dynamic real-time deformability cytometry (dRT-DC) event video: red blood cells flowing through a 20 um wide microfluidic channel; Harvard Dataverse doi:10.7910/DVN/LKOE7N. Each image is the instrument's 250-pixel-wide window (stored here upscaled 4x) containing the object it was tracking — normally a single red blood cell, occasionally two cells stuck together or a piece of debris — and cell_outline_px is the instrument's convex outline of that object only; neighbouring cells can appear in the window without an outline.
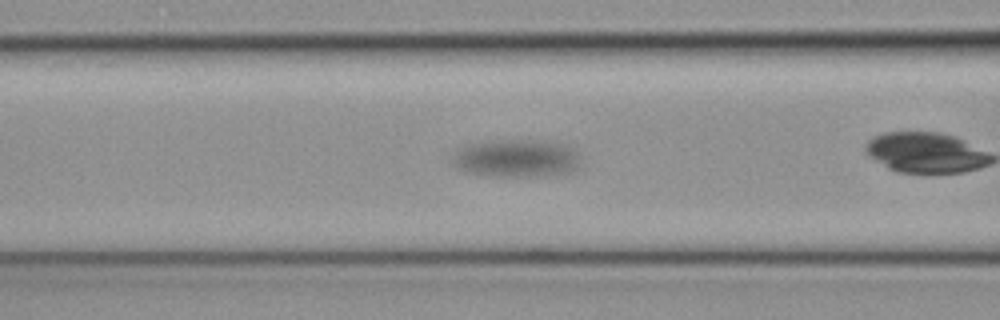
{"species": "common noctule bat (a hibernating species)", "species_latin": "Nyctalus noctula", "temperature_condition": "cold", "stored_images_in_passage": 24, "camera_frame_rate_fps": 3000, "um_per_image_px": 0.085, "animal": {"sex": "female", "body_mass_g": 19.3, "forearm_length_mm": 54.1}, "frame": {"image": 1, "passage_image": 11, "time_ms": 3.333, "image_size_px": [1000, 320], "cell_outline_px": [[580, 160], [576, 168], [572, 172], [540, 176], [496, 176], [464, 172], [456, 168], [456, 152], [460, 148], [468, 144], [492, 140], [536, 140], [568, 144], [576, 152]], "centroid_in_image_um": [43.94, 13.45], "position_along_channel_um": 122.7, "area_um2": 28.09}}